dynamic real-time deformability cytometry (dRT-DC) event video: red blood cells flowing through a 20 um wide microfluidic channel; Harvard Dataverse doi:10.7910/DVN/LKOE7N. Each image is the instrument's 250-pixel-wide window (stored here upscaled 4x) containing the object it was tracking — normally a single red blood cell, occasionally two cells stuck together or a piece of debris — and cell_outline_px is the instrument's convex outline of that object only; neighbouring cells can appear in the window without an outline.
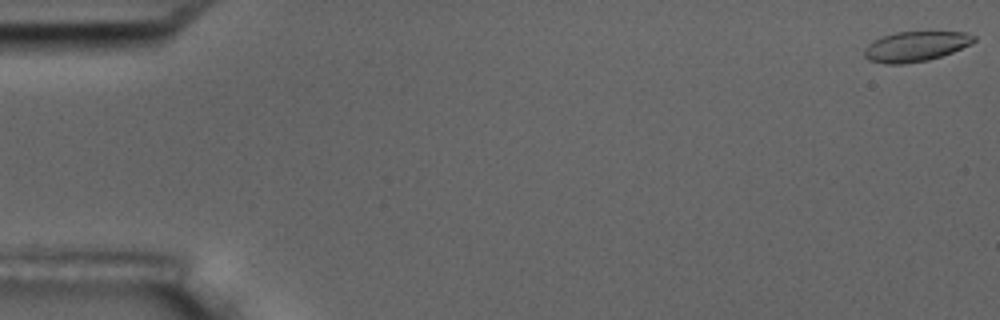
{"species": "common noctule bat (a hibernating species)", "species_latin": "Nyctalus noctula", "temperature_condition": "room temperature", "stored_images_in_passage": 5, "camera_frame_rate_fps": 3000, "um_per_image_px": 0.085, "animal": {"sex": "male", "body_mass_g": 17.5, "forearm_length_mm": 52.3}, "frame": {"image": 1, "passage_image": 1, "time_ms": 0.0, "image_size_px": [1000, 320], "cell_outline_px": [[976, 40], [972, 44], [952, 52], [928, 60], [904, 64], [884, 64], [868, 60], [864, 56], [864, 48], [872, 40], [896, 32], [964, 32], [976, 36]], "centroid_in_image_um": [77.81, 3.95], "position_along_channel_um": 7.2, "area_um2": 19.25}}